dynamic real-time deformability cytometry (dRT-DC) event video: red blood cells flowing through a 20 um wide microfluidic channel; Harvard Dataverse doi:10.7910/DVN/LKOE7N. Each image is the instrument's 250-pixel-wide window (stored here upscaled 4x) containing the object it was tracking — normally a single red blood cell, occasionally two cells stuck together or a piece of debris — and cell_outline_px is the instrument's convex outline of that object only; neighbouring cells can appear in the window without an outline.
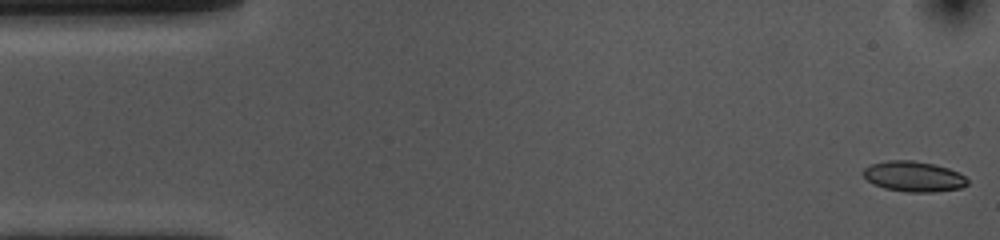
{"species": "common noctule bat (a hibernating species)", "species_latin": "Nyctalus noctula", "temperature_condition": "cold", "stored_images_in_passage": 53, "camera_frame_rate_fps": 3000, "um_per_image_px": 0.085, "animal": {"sex": "female", "body_mass_g": 10.0, "forearm_length_mm": 53.1}, "frame": {"image": 1, "passage_image": 1, "time_ms": 0.0, "image_size_px": [1000, 240], "cell_outline_px": [[968, 184], [960, 188], [932, 192], [904, 192], [884, 188], [872, 184], [860, 172], [864, 168], [872, 164], [888, 160], [912, 160], [936, 164], [948, 168], [964, 176], [968, 180]], "centroid_in_image_um": [77.63, 15.0], "position_along_channel_um": 7.4, "area_um2": 18.55}}
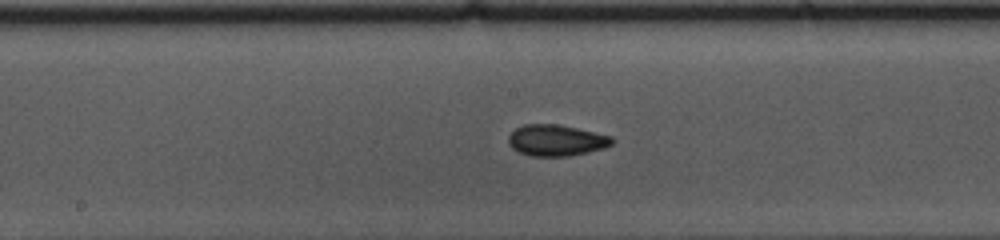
{"frame": {"image": 2, "passage_image": 26, "time_ms": 8.333, "image_size_px": [1000, 240], "cell_outline_px": [[616, 140], [612, 144], [604, 148], [588, 152], [568, 156], [532, 156], [516, 152], [508, 144], [508, 136], [516, 128], [524, 124], [556, 124], [576, 128], [612, 136]], "centroid_in_image_um": [47.27, 11.93], "position_along_channel_um": 200.9, "area_um2": 18.96}}
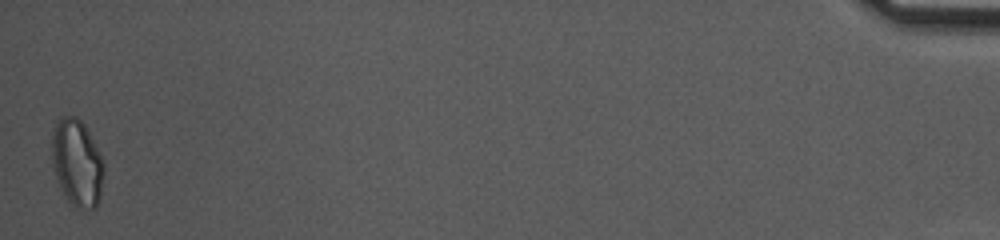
{"frame": {"image": 3, "passage_image": 53, "time_ms": 17.333, "image_size_px": [1000, 240], "cell_outline_px": [[104, 172], [100, 200], [96, 208], [76, 208], [68, 200], [60, 188], [56, 176], [52, 160], [52, 132], [60, 116], [76, 116], [84, 124], [104, 160]], "centroid_in_image_um": [6.57, 13.84], "position_along_channel_um": 428.6, "area_um2": 26.41}, "authors_computed_cell_mechanics": {"area_um2": 18.4382, "velocity_mm_per_s": 3.6492, "shape_relaxation_time_tau1_ms": 5.1364, "shape_relaxation_time_tau2_ms": 2.2151, "deformation_change_tau1": 0.1112, "deformation_change_tau2": 0.0654}}